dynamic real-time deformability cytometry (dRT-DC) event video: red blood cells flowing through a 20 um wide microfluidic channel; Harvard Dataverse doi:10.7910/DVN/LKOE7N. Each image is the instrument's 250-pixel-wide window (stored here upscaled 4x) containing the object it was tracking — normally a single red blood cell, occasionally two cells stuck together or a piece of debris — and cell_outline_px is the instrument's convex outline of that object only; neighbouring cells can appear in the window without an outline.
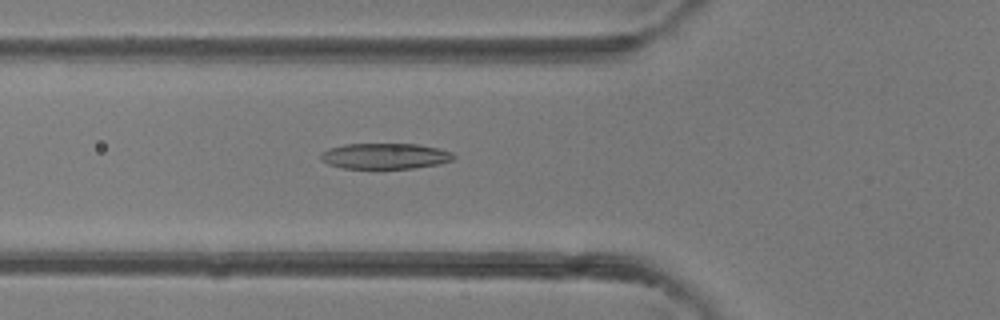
{"species": "common noctule bat (a hibernating species)", "species_latin": "Nyctalus noctula", "temperature_condition": "room temperature", "stored_images_in_passage": 41, "camera_frame_rate_fps": 3000, "um_per_image_px": 0.085, "animal": {"sex": "female"}, "frame": {"image": 1, "passage_image": 15, "time_ms": 4.667, "image_size_px": [1000, 320], "cell_outline_px": [[456, 156], [452, 160], [440, 164], [412, 168], [344, 168], [328, 164], [320, 160], [320, 152], [328, 148], [344, 144], [416, 144], [436, 148], [452, 152]], "centroid_in_image_um": [32.69, 13.26], "position_along_channel_um": 93.1, "area_um2": 19.94}}
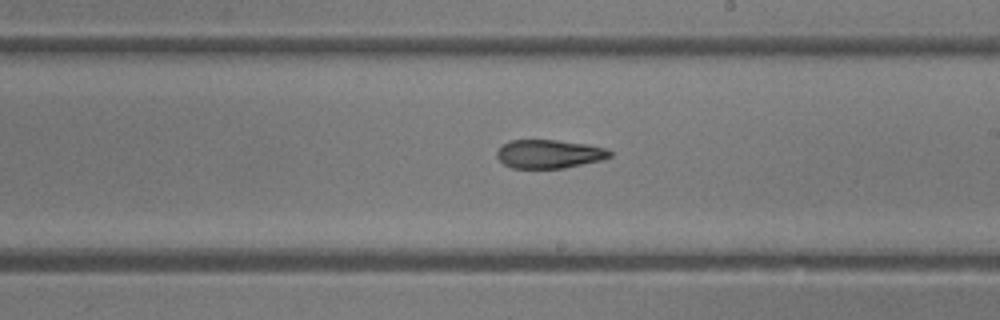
{"frame": {"image": 2, "passage_image": 24, "time_ms": 7.667, "image_size_px": [1000, 320], "cell_outline_px": [[612, 156], [604, 160], [564, 168], [512, 168], [504, 164], [496, 156], [496, 152], [504, 144], [512, 140], [556, 140], [588, 144], [608, 148], [612, 152]], "centroid_in_image_um": [46.74, 13.09], "position_along_channel_um": 242.3, "area_um2": 18.96}}
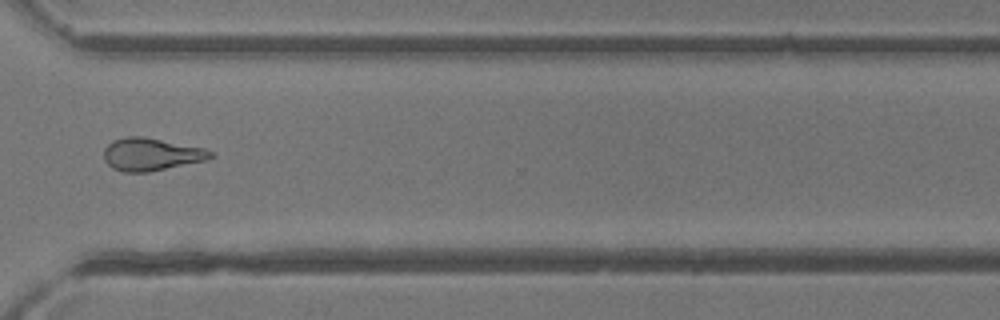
{"frame": {"image": 3, "passage_image": 31, "time_ms": 10.0, "image_size_px": [1000, 320], "cell_outline_px": [[212, 156], [204, 160], [148, 172], [124, 172], [112, 168], [104, 160], [104, 148], [112, 140], [128, 136], [140, 136], [204, 148], [212, 152]], "centroid_in_image_um": [12.78, 13.11], "position_along_channel_um": 357.8, "area_um2": 19.94}}